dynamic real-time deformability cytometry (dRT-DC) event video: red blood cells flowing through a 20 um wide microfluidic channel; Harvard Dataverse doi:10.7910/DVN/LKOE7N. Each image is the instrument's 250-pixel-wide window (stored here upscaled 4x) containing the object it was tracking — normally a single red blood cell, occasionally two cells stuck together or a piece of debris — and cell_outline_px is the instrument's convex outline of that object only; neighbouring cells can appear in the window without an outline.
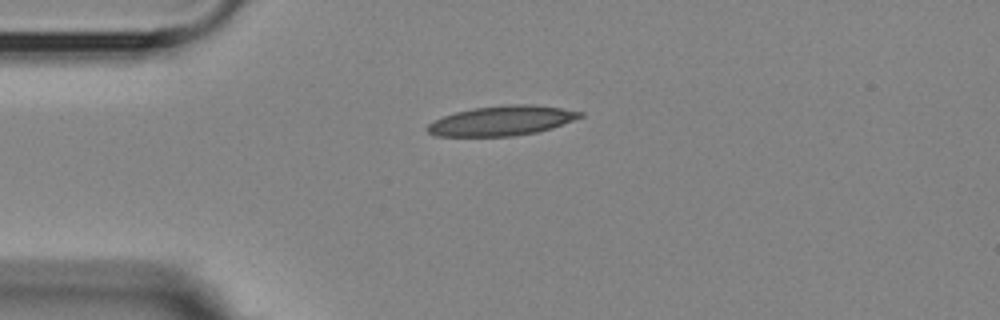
{"species": "Egyptian fruit bat (a non-hibernating species)", "species_latin": "Rousettus aegyptiacus", "temperature_condition": "room temperature", "stored_images_in_passage": 3, "camera_frame_rate_fps": 3000, "um_per_image_px": 0.085, "animal": {"sex": "female"}, "frame": {"image": 1, "passage_image": 3, "time_ms": 2.333, "image_size_px": [1000, 320], "cell_outline_px": [[584, 116], [552, 128], [536, 132], [512, 136], [436, 136], [428, 132], [424, 128], [432, 120], [456, 112], [472, 108], [508, 104], [532, 104], [560, 108], [584, 112]], "centroid_in_image_um": [42.63, 10.26], "position_along_channel_um": 42.4, "area_um2": 26.53}}